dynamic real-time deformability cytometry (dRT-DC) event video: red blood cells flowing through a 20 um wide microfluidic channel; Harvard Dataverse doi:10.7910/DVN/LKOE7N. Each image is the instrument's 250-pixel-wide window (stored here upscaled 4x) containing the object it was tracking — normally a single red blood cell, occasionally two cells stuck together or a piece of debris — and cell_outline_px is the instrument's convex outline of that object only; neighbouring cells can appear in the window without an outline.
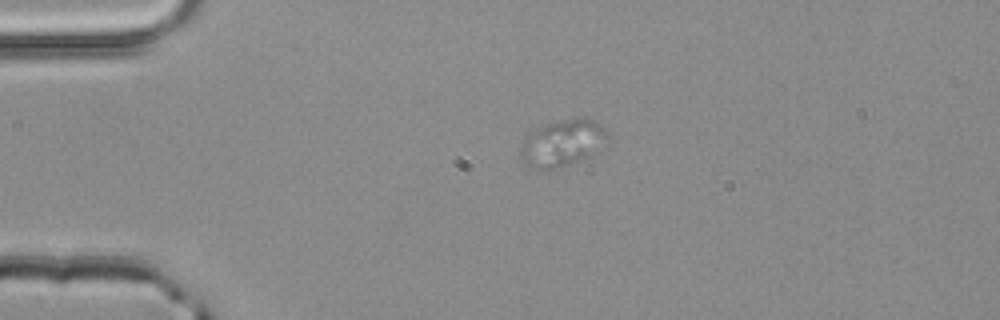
{"species": "common noctule bat (a hibernating species)", "species_latin": "Nyctalus noctula", "temperature_condition": "room temperature", "stored_images_in_passage": 41, "camera_frame_rate_fps": 3000, "um_per_image_px": 0.085, "animal": {"sex": "male", "body_mass_g": 20.4}, "frame": {"image": 1, "passage_image": 1, "time_ms": 0.0, "image_size_px": [1000, 320], "cell_outline_px": [[608, 140], [604, 148], [588, 156], [552, 168], [532, 168], [524, 164], [520, 152], [520, 148], [524, 136], [544, 124], [584, 116], [596, 120], [608, 132]], "centroid_in_image_um": [47.84, 12.11], "position_along_channel_um": 37.2, "area_um2": 23.58}}
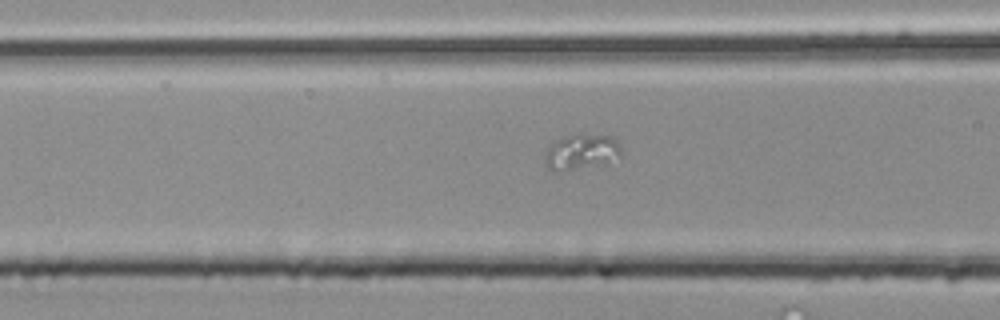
{"frame": {"image": 2, "passage_image": 10, "time_ms": 3.0, "image_size_px": [1000, 320], "cell_outline_px": [[620, 156], [604, 164], [556, 172], [552, 172], [544, 164], [544, 156], [548, 148], [556, 140], [564, 136], [580, 132], [612, 136], [620, 144]], "centroid_in_image_um": [49.39, 12.89], "position_along_channel_um": 117.2, "area_um2": 16.18}}
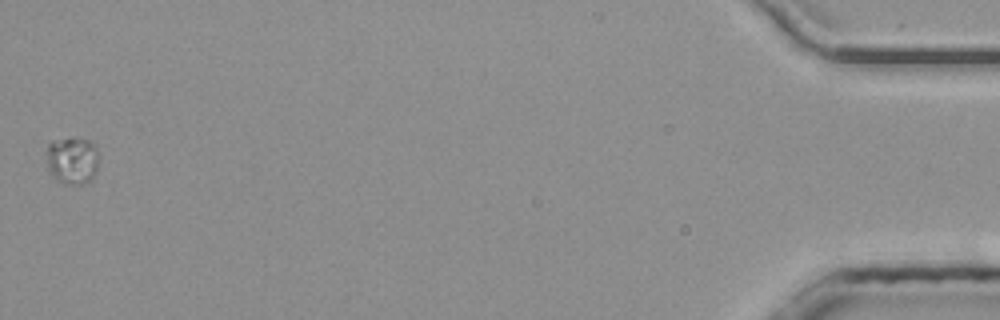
{"frame": {"image": 3, "passage_image": 41, "time_ms": 13.333, "image_size_px": [1000, 320], "cell_outline_px": [[100, 152], [96, 172], [84, 184], [64, 184], [52, 172], [48, 164], [48, 144], [52, 140], [68, 136], [72, 136], [88, 140]], "centroid_in_image_um": [6.19, 13.57], "position_along_channel_um": 429.0, "area_um2": 14.39}}